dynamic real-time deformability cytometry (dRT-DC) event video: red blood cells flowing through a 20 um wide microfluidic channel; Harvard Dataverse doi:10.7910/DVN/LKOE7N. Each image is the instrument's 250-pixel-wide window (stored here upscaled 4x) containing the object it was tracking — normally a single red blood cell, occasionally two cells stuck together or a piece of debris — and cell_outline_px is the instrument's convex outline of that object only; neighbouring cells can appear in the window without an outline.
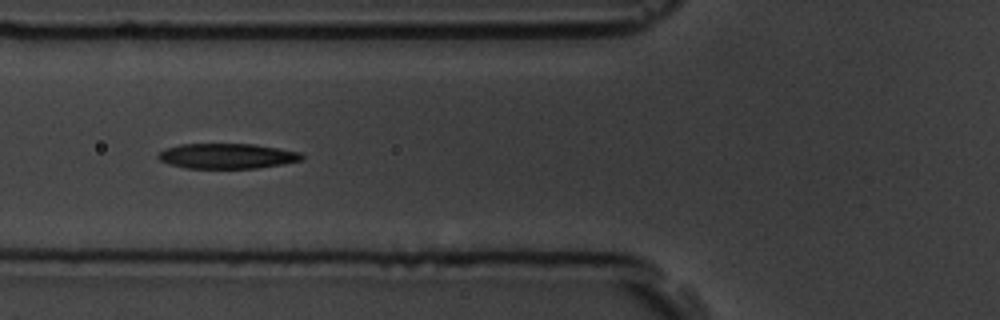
{"species": "common noctule bat (a hibernating species)", "species_latin": "Nyctalus noctula", "temperature_condition": "room temperature", "stored_images_in_passage": 10, "camera_frame_rate_fps": 3000, "um_per_image_px": 0.085, "animal": {"sex": "male", "body_mass_g": 19.5, "forearm_length_mm": 54.6}, "frame": {"image": 1, "passage_image": 6, "time_ms": 5.667, "image_size_px": [1000, 320], "cell_outline_px": [[304, 160], [284, 164], [256, 168], [184, 168], [160, 160], [156, 156], [164, 148], [180, 144], [252, 144], [300, 152], [304, 156]], "centroid_in_image_um": [19.31, 13.26], "position_along_channel_um": 106.5, "area_um2": 21.04}}
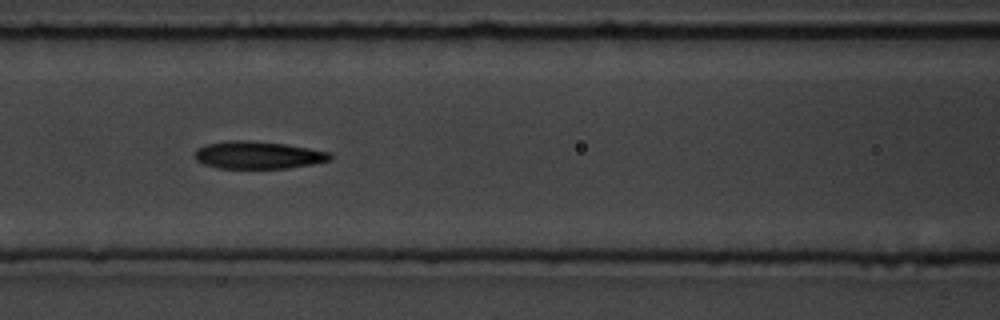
{"frame": {"image": 2, "passage_image": 7, "time_ms": 6.667, "image_size_px": [1000, 320], "cell_outline_px": [[332, 160], [312, 164], [288, 168], [216, 168], [204, 164], [196, 160], [196, 148], [208, 144], [228, 140], [248, 140], [284, 144], [332, 152]], "centroid_in_image_um": [21.96, 13.18], "position_along_channel_um": 144.6, "area_um2": 21.68}}